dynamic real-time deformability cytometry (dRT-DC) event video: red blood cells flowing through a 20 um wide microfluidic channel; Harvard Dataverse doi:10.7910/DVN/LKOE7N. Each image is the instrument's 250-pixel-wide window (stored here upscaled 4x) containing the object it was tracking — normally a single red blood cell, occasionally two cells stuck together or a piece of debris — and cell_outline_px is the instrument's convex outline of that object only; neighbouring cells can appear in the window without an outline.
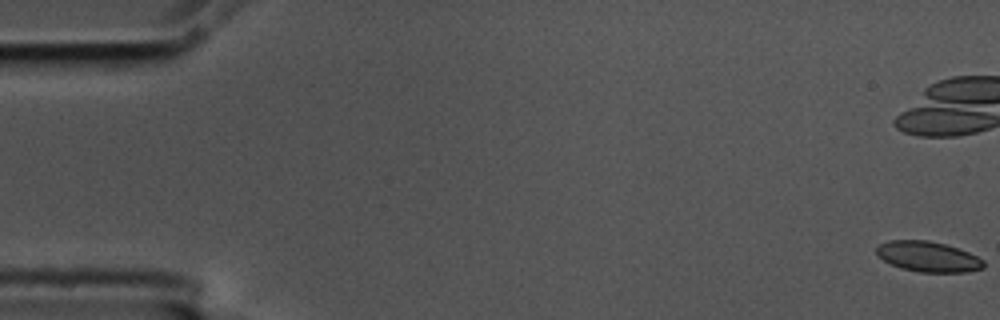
{"species": "common noctule bat (a hibernating species)", "species_latin": "Nyctalus noctula", "temperature_condition": "cold", "stored_images_in_passage": 4, "camera_frame_rate_fps": 3000, "um_per_image_px": 0.085, "animal": {"sex": "male", "body_mass_g": 17.5, "forearm_length_mm": 52.3}, "frame": {"image": 1, "passage_image": 1, "time_ms": 0.0, "image_size_px": [1000, 320], "cell_outline_px": [[984, 268], [964, 272], [920, 272], [900, 268], [884, 260], [876, 252], [876, 248], [880, 244], [888, 240], [928, 240], [944, 244], [968, 252], [984, 260]], "centroid_in_image_um": [78.88, 21.81], "position_along_channel_um": 6.1, "area_um2": 18.79}}